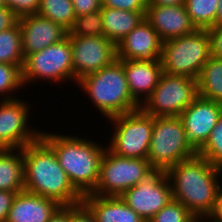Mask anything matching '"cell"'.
Masks as SVG:
<instances>
[{
  "label": "cell",
  "instance_id": "obj_17",
  "mask_svg": "<svg viewBox=\"0 0 222 222\" xmlns=\"http://www.w3.org/2000/svg\"><path fill=\"white\" fill-rule=\"evenodd\" d=\"M145 19L162 42L189 35L197 30L187 13L185 4L167 6L148 4Z\"/></svg>",
  "mask_w": 222,
  "mask_h": 222
},
{
  "label": "cell",
  "instance_id": "obj_4",
  "mask_svg": "<svg viewBox=\"0 0 222 222\" xmlns=\"http://www.w3.org/2000/svg\"><path fill=\"white\" fill-rule=\"evenodd\" d=\"M107 119L135 111L140 105L129 92L122 63L116 59L98 72L84 76L77 84Z\"/></svg>",
  "mask_w": 222,
  "mask_h": 222
},
{
  "label": "cell",
  "instance_id": "obj_29",
  "mask_svg": "<svg viewBox=\"0 0 222 222\" xmlns=\"http://www.w3.org/2000/svg\"><path fill=\"white\" fill-rule=\"evenodd\" d=\"M197 154L222 168V115L211 131L207 142L197 151Z\"/></svg>",
  "mask_w": 222,
  "mask_h": 222
},
{
  "label": "cell",
  "instance_id": "obj_44",
  "mask_svg": "<svg viewBox=\"0 0 222 222\" xmlns=\"http://www.w3.org/2000/svg\"><path fill=\"white\" fill-rule=\"evenodd\" d=\"M208 222V221H210V222H212L209 218H204V222Z\"/></svg>",
  "mask_w": 222,
  "mask_h": 222
},
{
  "label": "cell",
  "instance_id": "obj_19",
  "mask_svg": "<svg viewBox=\"0 0 222 222\" xmlns=\"http://www.w3.org/2000/svg\"><path fill=\"white\" fill-rule=\"evenodd\" d=\"M59 206L53 199L23 190L14 198L6 222H48Z\"/></svg>",
  "mask_w": 222,
  "mask_h": 222
},
{
  "label": "cell",
  "instance_id": "obj_28",
  "mask_svg": "<svg viewBox=\"0 0 222 222\" xmlns=\"http://www.w3.org/2000/svg\"><path fill=\"white\" fill-rule=\"evenodd\" d=\"M69 36H104L101 9L82 16H76Z\"/></svg>",
  "mask_w": 222,
  "mask_h": 222
},
{
  "label": "cell",
  "instance_id": "obj_39",
  "mask_svg": "<svg viewBox=\"0 0 222 222\" xmlns=\"http://www.w3.org/2000/svg\"><path fill=\"white\" fill-rule=\"evenodd\" d=\"M212 222H222V188L218 193L215 208L212 214L208 217Z\"/></svg>",
  "mask_w": 222,
  "mask_h": 222
},
{
  "label": "cell",
  "instance_id": "obj_1",
  "mask_svg": "<svg viewBox=\"0 0 222 222\" xmlns=\"http://www.w3.org/2000/svg\"><path fill=\"white\" fill-rule=\"evenodd\" d=\"M166 174L173 199L182 203L195 217L208 218L212 214L222 188L221 167L197 154L174 165Z\"/></svg>",
  "mask_w": 222,
  "mask_h": 222
},
{
  "label": "cell",
  "instance_id": "obj_5",
  "mask_svg": "<svg viewBox=\"0 0 222 222\" xmlns=\"http://www.w3.org/2000/svg\"><path fill=\"white\" fill-rule=\"evenodd\" d=\"M197 155L189 143L179 116L153 117V132L147 160L153 169L167 171Z\"/></svg>",
  "mask_w": 222,
  "mask_h": 222
},
{
  "label": "cell",
  "instance_id": "obj_16",
  "mask_svg": "<svg viewBox=\"0 0 222 222\" xmlns=\"http://www.w3.org/2000/svg\"><path fill=\"white\" fill-rule=\"evenodd\" d=\"M118 60L158 61L162 41L150 23L144 18L117 45Z\"/></svg>",
  "mask_w": 222,
  "mask_h": 222
},
{
  "label": "cell",
  "instance_id": "obj_30",
  "mask_svg": "<svg viewBox=\"0 0 222 222\" xmlns=\"http://www.w3.org/2000/svg\"><path fill=\"white\" fill-rule=\"evenodd\" d=\"M195 216L179 201L172 199L148 222H191Z\"/></svg>",
  "mask_w": 222,
  "mask_h": 222
},
{
  "label": "cell",
  "instance_id": "obj_15",
  "mask_svg": "<svg viewBox=\"0 0 222 222\" xmlns=\"http://www.w3.org/2000/svg\"><path fill=\"white\" fill-rule=\"evenodd\" d=\"M18 23L21 29L24 58L62 41L68 35L65 28L39 14L20 17Z\"/></svg>",
  "mask_w": 222,
  "mask_h": 222
},
{
  "label": "cell",
  "instance_id": "obj_43",
  "mask_svg": "<svg viewBox=\"0 0 222 222\" xmlns=\"http://www.w3.org/2000/svg\"><path fill=\"white\" fill-rule=\"evenodd\" d=\"M6 1H7V0H0V7H1V6H6Z\"/></svg>",
  "mask_w": 222,
  "mask_h": 222
},
{
  "label": "cell",
  "instance_id": "obj_23",
  "mask_svg": "<svg viewBox=\"0 0 222 222\" xmlns=\"http://www.w3.org/2000/svg\"><path fill=\"white\" fill-rule=\"evenodd\" d=\"M197 80L199 96L222 104V59L211 56Z\"/></svg>",
  "mask_w": 222,
  "mask_h": 222
},
{
  "label": "cell",
  "instance_id": "obj_21",
  "mask_svg": "<svg viewBox=\"0 0 222 222\" xmlns=\"http://www.w3.org/2000/svg\"><path fill=\"white\" fill-rule=\"evenodd\" d=\"M146 11H124L101 7L104 36L117 45L144 18Z\"/></svg>",
  "mask_w": 222,
  "mask_h": 222
},
{
  "label": "cell",
  "instance_id": "obj_20",
  "mask_svg": "<svg viewBox=\"0 0 222 222\" xmlns=\"http://www.w3.org/2000/svg\"><path fill=\"white\" fill-rule=\"evenodd\" d=\"M82 202L93 213L96 222H145L120 196L87 194Z\"/></svg>",
  "mask_w": 222,
  "mask_h": 222
},
{
  "label": "cell",
  "instance_id": "obj_41",
  "mask_svg": "<svg viewBox=\"0 0 222 222\" xmlns=\"http://www.w3.org/2000/svg\"><path fill=\"white\" fill-rule=\"evenodd\" d=\"M215 25H222V0H219Z\"/></svg>",
  "mask_w": 222,
  "mask_h": 222
},
{
  "label": "cell",
  "instance_id": "obj_11",
  "mask_svg": "<svg viewBox=\"0 0 222 222\" xmlns=\"http://www.w3.org/2000/svg\"><path fill=\"white\" fill-rule=\"evenodd\" d=\"M145 222L172 199L170 181L164 170L154 169L144 180L120 196Z\"/></svg>",
  "mask_w": 222,
  "mask_h": 222
},
{
  "label": "cell",
  "instance_id": "obj_35",
  "mask_svg": "<svg viewBox=\"0 0 222 222\" xmlns=\"http://www.w3.org/2000/svg\"><path fill=\"white\" fill-rule=\"evenodd\" d=\"M76 16H82L101 9V0H71Z\"/></svg>",
  "mask_w": 222,
  "mask_h": 222
},
{
  "label": "cell",
  "instance_id": "obj_10",
  "mask_svg": "<svg viewBox=\"0 0 222 222\" xmlns=\"http://www.w3.org/2000/svg\"><path fill=\"white\" fill-rule=\"evenodd\" d=\"M21 70L24 87L36 80L74 82L69 35L58 43L26 56Z\"/></svg>",
  "mask_w": 222,
  "mask_h": 222
},
{
  "label": "cell",
  "instance_id": "obj_31",
  "mask_svg": "<svg viewBox=\"0 0 222 222\" xmlns=\"http://www.w3.org/2000/svg\"><path fill=\"white\" fill-rule=\"evenodd\" d=\"M6 6L20 18L26 15L37 14L40 0H7Z\"/></svg>",
  "mask_w": 222,
  "mask_h": 222
},
{
  "label": "cell",
  "instance_id": "obj_24",
  "mask_svg": "<svg viewBox=\"0 0 222 222\" xmlns=\"http://www.w3.org/2000/svg\"><path fill=\"white\" fill-rule=\"evenodd\" d=\"M0 63L18 65L22 69L24 56L19 23L0 32Z\"/></svg>",
  "mask_w": 222,
  "mask_h": 222
},
{
  "label": "cell",
  "instance_id": "obj_18",
  "mask_svg": "<svg viewBox=\"0 0 222 222\" xmlns=\"http://www.w3.org/2000/svg\"><path fill=\"white\" fill-rule=\"evenodd\" d=\"M125 71L127 85L133 99L141 106L157 86L163 68L161 60H119Z\"/></svg>",
  "mask_w": 222,
  "mask_h": 222
},
{
  "label": "cell",
  "instance_id": "obj_9",
  "mask_svg": "<svg viewBox=\"0 0 222 222\" xmlns=\"http://www.w3.org/2000/svg\"><path fill=\"white\" fill-rule=\"evenodd\" d=\"M198 96L197 79L163 73L140 108L153 117L179 116Z\"/></svg>",
  "mask_w": 222,
  "mask_h": 222
},
{
  "label": "cell",
  "instance_id": "obj_22",
  "mask_svg": "<svg viewBox=\"0 0 222 222\" xmlns=\"http://www.w3.org/2000/svg\"><path fill=\"white\" fill-rule=\"evenodd\" d=\"M0 190H24L23 148L0 149Z\"/></svg>",
  "mask_w": 222,
  "mask_h": 222
},
{
  "label": "cell",
  "instance_id": "obj_42",
  "mask_svg": "<svg viewBox=\"0 0 222 222\" xmlns=\"http://www.w3.org/2000/svg\"><path fill=\"white\" fill-rule=\"evenodd\" d=\"M191 222H204V218H202V217H195Z\"/></svg>",
  "mask_w": 222,
  "mask_h": 222
},
{
  "label": "cell",
  "instance_id": "obj_2",
  "mask_svg": "<svg viewBox=\"0 0 222 222\" xmlns=\"http://www.w3.org/2000/svg\"><path fill=\"white\" fill-rule=\"evenodd\" d=\"M24 190L53 199L59 205H76L83 196L71 184L54 151L41 139L23 147Z\"/></svg>",
  "mask_w": 222,
  "mask_h": 222
},
{
  "label": "cell",
  "instance_id": "obj_32",
  "mask_svg": "<svg viewBox=\"0 0 222 222\" xmlns=\"http://www.w3.org/2000/svg\"><path fill=\"white\" fill-rule=\"evenodd\" d=\"M102 6L124 11H146L147 0H101Z\"/></svg>",
  "mask_w": 222,
  "mask_h": 222
},
{
  "label": "cell",
  "instance_id": "obj_27",
  "mask_svg": "<svg viewBox=\"0 0 222 222\" xmlns=\"http://www.w3.org/2000/svg\"><path fill=\"white\" fill-rule=\"evenodd\" d=\"M23 86L21 68L18 65L0 63V100L16 99L14 92Z\"/></svg>",
  "mask_w": 222,
  "mask_h": 222
},
{
  "label": "cell",
  "instance_id": "obj_38",
  "mask_svg": "<svg viewBox=\"0 0 222 222\" xmlns=\"http://www.w3.org/2000/svg\"><path fill=\"white\" fill-rule=\"evenodd\" d=\"M69 205H60L51 215L48 222H68Z\"/></svg>",
  "mask_w": 222,
  "mask_h": 222
},
{
  "label": "cell",
  "instance_id": "obj_3",
  "mask_svg": "<svg viewBox=\"0 0 222 222\" xmlns=\"http://www.w3.org/2000/svg\"><path fill=\"white\" fill-rule=\"evenodd\" d=\"M40 138L54 151L71 184L82 195L92 193L97 185L100 163L107 146L74 135L41 130Z\"/></svg>",
  "mask_w": 222,
  "mask_h": 222
},
{
  "label": "cell",
  "instance_id": "obj_14",
  "mask_svg": "<svg viewBox=\"0 0 222 222\" xmlns=\"http://www.w3.org/2000/svg\"><path fill=\"white\" fill-rule=\"evenodd\" d=\"M222 115V104L198 96L180 115L187 139L198 151Z\"/></svg>",
  "mask_w": 222,
  "mask_h": 222
},
{
  "label": "cell",
  "instance_id": "obj_37",
  "mask_svg": "<svg viewBox=\"0 0 222 222\" xmlns=\"http://www.w3.org/2000/svg\"><path fill=\"white\" fill-rule=\"evenodd\" d=\"M18 192L0 190V222H6L9 209Z\"/></svg>",
  "mask_w": 222,
  "mask_h": 222
},
{
  "label": "cell",
  "instance_id": "obj_12",
  "mask_svg": "<svg viewBox=\"0 0 222 222\" xmlns=\"http://www.w3.org/2000/svg\"><path fill=\"white\" fill-rule=\"evenodd\" d=\"M22 100L0 101V149L23 148L41 136V130L30 129L31 104Z\"/></svg>",
  "mask_w": 222,
  "mask_h": 222
},
{
  "label": "cell",
  "instance_id": "obj_33",
  "mask_svg": "<svg viewBox=\"0 0 222 222\" xmlns=\"http://www.w3.org/2000/svg\"><path fill=\"white\" fill-rule=\"evenodd\" d=\"M68 222H96L93 213L83 203L69 205Z\"/></svg>",
  "mask_w": 222,
  "mask_h": 222
},
{
  "label": "cell",
  "instance_id": "obj_13",
  "mask_svg": "<svg viewBox=\"0 0 222 222\" xmlns=\"http://www.w3.org/2000/svg\"><path fill=\"white\" fill-rule=\"evenodd\" d=\"M72 50L74 84L98 72L117 59L116 45L105 36H69Z\"/></svg>",
  "mask_w": 222,
  "mask_h": 222
},
{
  "label": "cell",
  "instance_id": "obj_8",
  "mask_svg": "<svg viewBox=\"0 0 222 222\" xmlns=\"http://www.w3.org/2000/svg\"><path fill=\"white\" fill-rule=\"evenodd\" d=\"M154 169L147 159L120 157L106 148L100 163L96 196H121Z\"/></svg>",
  "mask_w": 222,
  "mask_h": 222
},
{
  "label": "cell",
  "instance_id": "obj_34",
  "mask_svg": "<svg viewBox=\"0 0 222 222\" xmlns=\"http://www.w3.org/2000/svg\"><path fill=\"white\" fill-rule=\"evenodd\" d=\"M211 56L222 59V25L208 28Z\"/></svg>",
  "mask_w": 222,
  "mask_h": 222
},
{
  "label": "cell",
  "instance_id": "obj_7",
  "mask_svg": "<svg viewBox=\"0 0 222 222\" xmlns=\"http://www.w3.org/2000/svg\"><path fill=\"white\" fill-rule=\"evenodd\" d=\"M112 122L108 149L115 155L147 159L153 132V116L141 108L109 118Z\"/></svg>",
  "mask_w": 222,
  "mask_h": 222
},
{
  "label": "cell",
  "instance_id": "obj_26",
  "mask_svg": "<svg viewBox=\"0 0 222 222\" xmlns=\"http://www.w3.org/2000/svg\"><path fill=\"white\" fill-rule=\"evenodd\" d=\"M219 0H185L187 13L197 29L215 26Z\"/></svg>",
  "mask_w": 222,
  "mask_h": 222
},
{
  "label": "cell",
  "instance_id": "obj_40",
  "mask_svg": "<svg viewBox=\"0 0 222 222\" xmlns=\"http://www.w3.org/2000/svg\"><path fill=\"white\" fill-rule=\"evenodd\" d=\"M148 4H154V5H183L185 4V0H147Z\"/></svg>",
  "mask_w": 222,
  "mask_h": 222
},
{
  "label": "cell",
  "instance_id": "obj_6",
  "mask_svg": "<svg viewBox=\"0 0 222 222\" xmlns=\"http://www.w3.org/2000/svg\"><path fill=\"white\" fill-rule=\"evenodd\" d=\"M211 58L207 29L162 42L161 64L163 73L184 75L198 79L203 65Z\"/></svg>",
  "mask_w": 222,
  "mask_h": 222
},
{
  "label": "cell",
  "instance_id": "obj_25",
  "mask_svg": "<svg viewBox=\"0 0 222 222\" xmlns=\"http://www.w3.org/2000/svg\"><path fill=\"white\" fill-rule=\"evenodd\" d=\"M37 14L56 22L68 32L76 18L71 0H40Z\"/></svg>",
  "mask_w": 222,
  "mask_h": 222
},
{
  "label": "cell",
  "instance_id": "obj_36",
  "mask_svg": "<svg viewBox=\"0 0 222 222\" xmlns=\"http://www.w3.org/2000/svg\"><path fill=\"white\" fill-rule=\"evenodd\" d=\"M19 21V17L7 6L0 7V32L14 27Z\"/></svg>",
  "mask_w": 222,
  "mask_h": 222
}]
</instances>
